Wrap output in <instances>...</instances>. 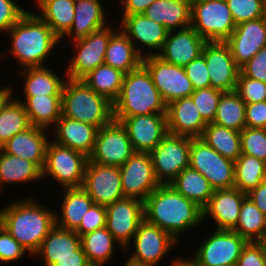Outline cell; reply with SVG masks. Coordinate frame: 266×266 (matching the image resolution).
<instances>
[{"label": "cell", "instance_id": "obj_1", "mask_svg": "<svg viewBox=\"0 0 266 266\" xmlns=\"http://www.w3.org/2000/svg\"><path fill=\"white\" fill-rule=\"evenodd\" d=\"M144 220L169 233L177 242L184 231L203 222V209L170 184L159 185L143 202Z\"/></svg>", "mask_w": 266, "mask_h": 266}, {"label": "cell", "instance_id": "obj_2", "mask_svg": "<svg viewBox=\"0 0 266 266\" xmlns=\"http://www.w3.org/2000/svg\"><path fill=\"white\" fill-rule=\"evenodd\" d=\"M14 200L0 211V224L29 255L39 250L42 241L55 227V211L31 199Z\"/></svg>", "mask_w": 266, "mask_h": 266}, {"label": "cell", "instance_id": "obj_3", "mask_svg": "<svg viewBox=\"0 0 266 266\" xmlns=\"http://www.w3.org/2000/svg\"><path fill=\"white\" fill-rule=\"evenodd\" d=\"M7 33L12 42L9 52L19 63V70L46 66L44 62L61 42L51 27L31 11H27Z\"/></svg>", "mask_w": 266, "mask_h": 266}, {"label": "cell", "instance_id": "obj_4", "mask_svg": "<svg viewBox=\"0 0 266 266\" xmlns=\"http://www.w3.org/2000/svg\"><path fill=\"white\" fill-rule=\"evenodd\" d=\"M143 114H167V105L149 71L141 64L124 75L120 94L113 102V119L121 122L126 117Z\"/></svg>", "mask_w": 266, "mask_h": 266}, {"label": "cell", "instance_id": "obj_5", "mask_svg": "<svg viewBox=\"0 0 266 266\" xmlns=\"http://www.w3.org/2000/svg\"><path fill=\"white\" fill-rule=\"evenodd\" d=\"M62 116L100 129L113 120V103L82 80L66 78L62 88Z\"/></svg>", "mask_w": 266, "mask_h": 266}, {"label": "cell", "instance_id": "obj_6", "mask_svg": "<svg viewBox=\"0 0 266 266\" xmlns=\"http://www.w3.org/2000/svg\"><path fill=\"white\" fill-rule=\"evenodd\" d=\"M191 27L207 42H225L236 23L226 0L191 1Z\"/></svg>", "mask_w": 266, "mask_h": 266}, {"label": "cell", "instance_id": "obj_7", "mask_svg": "<svg viewBox=\"0 0 266 266\" xmlns=\"http://www.w3.org/2000/svg\"><path fill=\"white\" fill-rule=\"evenodd\" d=\"M89 157L82 152L49 141L42 179L51 176L65 188H79L84 182L85 167Z\"/></svg>", "mask_w": 266, "mask_h": 266}, {"label": "cell", "instance_id": "obj_8", "mask_svg": "<svg viewBox=\"0 0 266 266\" xmlns=\"http://www.w3.org/2000/svg\"><path fill=\"white\" fill-rule=\"evenodd\" d=\"M189 167L200 172L214 190L234 188V161L220 155L201 138H191Z\"/></svg>", "mask_w": 266, "mask_h": 266}, {"label": "cell", "instance_id": "obj_9", "mask_svg": "<svg viewBox=\"0 0 266 266\" xmlns=\"http://www.w3.org/2000/svg\"><path fill=\"white\" fill-rule=\"evenodd\" d=\"M191 138L167 133L150 152L156 180L160 185L170 184L189 167Z\"/></svg>", "mask_w": 266, "mask_h": 266}, {"label": "cell", "instance_id": "obj_10", "mask_svg": "<svg viewBox=\"0 0 266 266\" xmlns=\"http://www.w3.org/2000/svg\"><path fill=\"white\" fill-rule=\"evenodd\" d=\"M107 26L101 30L90 33L84 38L73 41L75 50L72 60L66 68V75L71 80H81L89 72L104 64L105 52L110 37L116 32Z\"/></svg>", "mask_w": 266, "mask_h": 266}, {"label": "cell", "instance_id": "obj_11", "mask_svg": "<svg viewBox=\"0 0 266 266\" xmlns=\"http://www.w3.org/2000/svg\"><path fill=\"white\" fill-rule=\"evenodd\" d=\"M142 64L149 71L152 81L166 105L175 100L190 97L194 92L184 67L168 63L157 55L144 57Z\"/></svg>", "mask_w": 266, "mask_h": 266}, {"label": "cell", "instance_id": "obj_12", "mask_svg": "<svg viewBox=\"0 0 266 266\" xmlns=\"http://www.w3.org/2000/svg\"><path fill=\"white\" fill-rule=\"evenodd\" d=\"M135 250L127 263L134 266H158V262L179 245L169 233L143 220L133 236Z\"/></svg>", "mask_w": 266, "mask_h": 266}, {"label": "cell", "instance_id": "obj_13", "mask_svg": "<svg viewBox=\"0 0 266 266\" xmlns=\"http://www.w3.org/2000/svg\"><path fill=\"white\" fill-rule=\"evenodd\" d=\"M247 240L233 230H219L205 238L192 258L199 266L236 265Z\"/></svg>", "mask_w": 266, "mask_h": 266}, {"label": "cell", "instance_id": "obj_14", "mask_svg": "<svg viewBox=\"0 0 266 266\" xmlns=\"http://www.w3.org/2000/svg\"><path fill=\"white\" fill-rule=\"evenodd\" d=\"M135 153L125 127L112 120L98 130L89 160L101 165H123Z\"/></svg>", "mask_w": 266, "mask_h": 266}, {"label": "cell", "instance_id": "obj_15", "mask_svg": "<svg viewBox=\"0 0 266 266\" xmlns=\"http://www.w3.org/2000/svg\"><path fill=\"white\" fill-rule=\"evenodd\" d=\"M143 220L142 200L125 197L106 206V228L126 252Z\"/></svg>", "mask_w": 266, "mask_h": 266}, {"label": "cell", "instance_id": "obj_16", "mask_svg": "<svg viewBox=\"0 0 266 266\" xmlns=\"http://www.w3.org/2000/svg\"><path fill=\"white\" fill-rule=\"evenodd\" d=\"M82 188L93 199L94 204L108 206L124 197L120 168L101 165L89 159L85 167Z\"/></svg>", "mask_w": 266, "mask_h": 266}, {"label": "cell", "instance_id": "obj_17", "mask_svg": "<svg viewBox=\"0 0 266 266\" xmlns=\"http://www.w3.org/2000/svg\"><path fill=\"white\" fill-rule=\"evenodd\" d=\"M119 168L124 197L144 202L160 185L156 180L153 162L148 152H135Z\"/></svg>", "mask_w": 266, "mask_h": 266}, {"label": "cell", "instance_id": "obj_18", "mask_svg": "<svg viewBox=\"0 0 266 266\" xmlns=\"http://www.w3.org/2000/svg\"><path fill=\"white\" fill-rule=\"evenodd\" d=\"M202 55L205 58L211 87L223 92L235 91L240 67L235 63L225 42H206Z\"/></svg>", "mask_w": 266, "mask_h": 266}, {"label": "cell", "instance_id": "obj_19", "mask_svg": "<svg viewBox=\"0 0 266 266\" xmlns=\"http://www.w3.org/2000/svg\"><path fill=\"white\" fill-rule=\"evenodd\" d=\"M120 123L125 127L135 152L150 153L168 133L167 114L130 116Z\"/></svg>", "mask_w": 266, "mask_h": 266}, {"label": "cell", "instance_id": "obj_20", "mask_svg": "<svg viewBox=\"0 0 266 266\" xmlns=\"http://www.w3.org/2000/svg\"><path fill=\"white\" fill-rule=\"evenodd\" d=\"M120 28L121 31L131 40L134 44L137 52L144 58L149 55H157L165 43L167 38L168 30L161 24L149 19L143 13L132 14V15H122ZM138 44H142L143 47H148V49L154 50L151 53L142 52ZM137 46V47H136ZM158 50V51H157Z\"/></svg>", "mask_w": 266, "mask_h": 266}, {"label": "cell", "instance_id": "obj_21", "mask_svg": "<svg viewBox=\"0 0 266 266\" xmlns=\"http://www.w3.org/2000/svg\"><path fill=\"white\" fill-rule=\"evenodd\" d=\"M206 42L191 26L168 31L165 43L157 56L173 65L185 67L202 54Z\"/></svg>", "mask_w": 266, "mask_h": 266}, {"label": "cell", "instance_id": "obj_22", "mask_svg": "<svg viewBox=\"0 0 266 266\" xmlns=\"http://www.w3.org/2000/svg\"><path fill=\"white\" fill-rule=\"evenodd\" d=\"M225 43L229 46L235 63L241 68L261 48L266 47V30L263 19L237 24Z\"/></svg>", "mask_w": 266, "mask_h": 266}, {"label": "cell", "instance_id": "obj_23", "mask_svg": "<svg viewBox=\"0 0 266 266\" xmlns=\"http://www.w3.org/2000/svg\"><path fill=\"white\" fill-rule=\"evenodd\" d=\"M246 193L237 188L214 190L208 204L203 208V221L211 216L216 229L233 230L239 220L241 204Z\"/></svg>", "mask_w": 266, "mask_h": 266}, {"label": "cell", "instance_id": "obj_24", "mask_svg": "<svg viewBox=\"0 0 266 266\" xmlns=\"http://www.w3.org/2000/svg\"><path fill=\"white\" fill-rule=\"evenodd\" d=\"M207 124L191 97H184L167 105L168 133L201 138Z\"/></svg>", "mask_w": 266, "mask_h": 266}, {"label": "cell", "instance_id": "obj_25", "mask_svg": "<svg viewBox=\"0 0 266 266\" xmlns=\"http://www.w3.org/2000/svg\"><path fill=\"white\" fill-rule=\"evenodd\" d=\"M46 130L31 126L13 136L1 149L9 155L32 161L43 170L46 161V150L50 141L48 135H46L47 132L45 133Z\"/></svg>", "mask_w": 266, "mask_h": 266}, {"label": "cell", "instance_id": "obj_26", "mask_svg": "<svg viewBox=\"0 0 266 266\" xmlns=\"http://www.w3.org/2000/svg\"><path fill=\"white\" fill-rule=\"evenodd\" d=\"M55 143L82 152L89 157L94 149L99 128L61 115L54 126Z\"/></svg>", "mask_w": 266, "mask_h": 266}, {"label": "cell", "instance_id": "obj_27", "mask_svg": "<svg viewBox=\"0 0 266 266\" xmlns=\"http://www.w3.org/2000/svg\"><path fill=\"white\" fill-rule=\"evenodd\" d=\"M103 4L100 0H75L74 21L69 31L60 39L70 37L71 41L88 36L108 26Z\"/></svg>", "mask_w": 266, "mask_h": 266}, {"label": "cell", "instance_id": "obj_28", "mask_svg": "<svg viewBox=\"0 0 266 266\" xmlns=\"http://www.w3.org/2000/svg\"><path fill=\"white\" fill-rule=\"evenodd\" d=\"M143 14L163 25L168 31L190 27V0H155Z\"/></svg>", "mask_w": 266, "mask_h": 266}, {"label": "cell", "instance_id": "obj_29", "mask_svg": "<svg viewBox=\"0 0 266 266\" xmlns=\"http://www.w3.org/2000/svg\"><path fill=\"white\" fill-rule=\"evenodd\" d=\"M81 246V237L74 230L55 227L48 233L34 254L40 256L43 266H52L57 259L65 256H76Z\"/></svg>", "mask_w": 266, "mask_h": 266}, {"label": "cell", "instance_id": "obj_30", "mask_svg": "<svg viewBox=\"0 0 266 266\" xmlns=\"http://www.w3.org/2000/svg\"><path fill=\"white\" fill-rule=\"evenodd\" d=\"M64 190L60 208L61 216L55 213V225L65 230L75 231L94 202L82 187Z\"/></svg>", "mask_w": 266, "mask_h": 266}, {"label": "cell", "instance_id": "obj_31", "mask_svg": "<svg viewBox=\"0 0 266 266\" xmlns=\"http://www.w3.org/2000/svg\"><path fill=\"white\" fill-rule=\"evenodd\" d=\"M23 103L32 126L53 128L62 115V95L25 96Z\"/></svg>", "mask_w": 266, "mask_h": 266}, {"label": "cell", "instance_id": "obj_32", "mask_svg": "<svg viewBox=\"0 0 266 266\" xmlns=\"http://www.w3.org/2000/svg\"><path fill=\"white\" fill-rule=\"evenodd\" d=\"M118 29L110 37L105 52L104 64L127 74L142 64L143 57L137 52L131 40Z\"/></svg>", "mask_w": 266, "mask_h": 266}, {"label": "cell", "instance_id": "obj_33", "mask_svg": "<svg viewBox=\"0 0 266 266\" xmlns=\"http://www.w3.org/2000/svg\"><path fill=\"white\" fill-rule=\"evenodd\" d=\"M20 72L26 77L23 84L24 96L62 95L66 79L64 76L61 79L51 68L28 67L21 69Z\"/></svg>", "mask_w": 266, "mask_h": 266}, {"label": "cell", "instance_id": "obj_34", "mask_svg": "<svg viewBox=\"0 0 266 266\" xmlns=\"http://www.w3.org/2000/svg\"><path fill=\"white\" fill-rule=\"evenodd\" d=\"M170 185L202 209L208 204L214 193L210 182L200 172L190 167L183 169Z\"/></svg>", "mask_w": 266, "mask_h": 266}, {"label": "cell", "instance_id": "obj_35", "mask_svg": "<svg viewBox=\"0 0 266 266\" xmlns=\"http://www.w3.org/2000/svg\"><path fill=\"white\" fill-rule=\"evenodd\" d=\"M42 170L32 161L9 155L0 148V190L4 184L41 180Z\"/></svg>", "mask_w": 266, "mask_h": 266}, {"label": "cell", "instance_id": "obj_36", "mask_svg": "<svg viewBox=\"0 0 266 266\" xmlns=\"http://www.w3.org/2000/svg\"><path fill=\"white\" fill-rule=\"evenodd\" d=\"M41 13L37 14L61 39L74 21L75 0H35Z\"/></svg>", "mask_w": 266, "mask_h": 266}, {"label": "cell", "instance_id": "obj_37", "mask_svg": "<svg viewBox=\"0 0 266 266\" xmlns=\"http://www.w3.org/2000/svg\"><path fill=\"white\" fill-rule=\"evenodd\" d=\"M31 126L23 103L11 94L0 106V148L17 133Z\"/></svg>", "mask_w": 266, "mask_h": 266}, {"label": "cell", "instance_id": "obj_38", "mask_svg": "<svg viewBox=\"0 0 266 266\" xmlns=\"http://www.w3.org/2000/svg\"><path fill=\"white\" fill-rule=\"evenodd\" d=\"M125 73L109 65L102 64L89 72L81 80L97 94L114 102L121 91Z\"/></svg>", "mask_w": 266, "mask_h": 266}, {"label": "cell", "instance_id": "obj_39", "mask_svg": "<svg viewBox=\"0 0 266 266\" xmlns=\"http://www.w3.org/2000/svg\"><path fill=\"white\" fill-rule=\"evenodd\" d=\"M223 157L236 161L241 153L240 132L210 122L201 136Z\"/></svg>", "mask_w": 266, "mask_h": 266}, {"label": "cell", "instance_id": "obj_40", "mask_svg": "<svg viewBox=\"0 0 266 266\" xmlns=\"http://www.w3.org/2000/svg\"><path fill=\"white\" fill-rule=\"evenodd\" d=\"M233 231L248 242L266 239V215L247 196L241 204L239 220Z\"/></svg>", "mask_w": 266, "mask_h": 266}, {"label": "cell", "instance_id": "obj_41", "mask_svg": "<svg viewBox=\"0 0 266 266\" xmlns=\"http://www.w3.org/2000/svg\"><path fill=\"white\" fill-rule=\"evenodd\" d=\"M118 244L106 227L81 236V246L92 266H104Z\"/></svg>", "mask_w": 266, "mask_h": 266}, {"label": "cell", "instance_id": "obj_42", "mask_svg": "<svg viewBox=\"0 0 266 266\" xmlns=\"http://www.w3.org/2000/svg\"><path fill=\"white\" fill-rule=\"evenodd\" d=\"M266 180V162L241 154L234 162V187L248 193Z\"/></svg>", "mask_w": 266, "mask_h": 266}, {"label": "cell", "instance_id": "obj_43", "mask_svg": "<svg viewBox=\"0 0 266 266\" xmlns=\"http://www.w3.org/2000/svg\"><path fill=\"white\" fill-rule=\"evenodd\" d=\"M246 103L235 92H224L218 102L213 123L241 132L245 128Z\"/></svg>", "mask_w": 266, "mask_h": 266}, {"label": "cell", "instance_id": "obj_44", "mask_svg": "<svg viewBox=\"0 0 266 266\" xmlns=\"http://www.w3.org/2000/svg\"><path fill=\"white\" fill-rule=\"evenodd\" d=\"M241 153L266 162V129L245 127L240 132Z\"/></svg>", "mask_w": 266, "mask_h": 266}, {"label": "cell", "instance_id": "obj_45", "mask_svg": "<svg viewBox=\"0 0 266 266\" xmlns=\"http://www.w3.org/2000/svg\"><path fill=\"white\" fill-rule=\"evenodd\" d=\"M232 17L237 24L262 18L266 0H226Z\"/></svg>", "mask_w": 266, "mask_h": 266}, {"label": "cell", "instance_id": "obj_46", "mask_svg": "<svg viewBox=\"0 0 266 266\" xmlns=\"http://www.w3.org/2000/svg\"><path fill=\"white\" fill-rule=\"evenodd\" d=\"M223 93L221 90L209 87L196 89L191 94L190 97L193 99L197 110L207 123L213 122L217 112L218 102Z\"/></svg>", "mask_w": 266, "mask_h": 266}, {"label": "cell", "instance_id": "obj_47", "mask_svg": "<svg viewBox=\"0 0 266 266\" xmlns=\"http://www.w3.org/2000/svg\"><path fill=\"white\" fill-rule=\"evenodd\" d=\"M235 92L246 104L266 101V83L249 78L241 71L238 76Z\"/></svg>", "mask_w": 266, "mask_h": 266}, {"label": "cell", "instance_id": "obj_48", "mask_svg": "<svg viewBox=\"0 0 266 266\" xmlns=\"http://www.w3.org/2000/svg\"><path fill=\"white\" fill-rule=\"evenodd\" d=\"M27 252L0 224V263L18 261Z\"/></svg>", "mask_w": 266, "mask_h": 266}, {"label": "cell", "instance_id": "obj_49", "mask_svg": "<svg viewBox=\"0 0 266 266\" xmlns=\"http://www.w3.org/2000/svg\"><path fill=\"white\" fill-rule=\"evenodd\" d=\"M104 227H106V207L93 204L75 232L81 237Z\"/></svg>", "mask_w": 266, "mask_h": 266}, {"label": "cell", "instance_id": "obj_50", "mask_svg": "<svg viewBox=\"0 0 266 266\" xmlns=\"http://www.w3.org/2000/svg\"><path fill=\"white\" fill-rule=\"evenodd\" d=\"M184 70L194 90L211 87L206 61L202 54L187 64Z\"/></svg>", "mask_w": 266, "mask_h": 266}, {"label": "cell", "instance_id": "obj_51", "mask_svg": "<svg viewBox=\"0 0 266 266\" xmlns=\"http://www.w3.org/2000/svg\"><path fill=\"white\" fill-rule=\"evenodd\" d=\"M236 266H266V248L264 242H247L242 249Z\"/></svg>", "mask_w": 266, "mask_h": 266}, {"label": "cell", "instance_id": "obj_52", "mask_svg": "<svg viewBox=\"0 0 266 266\" xmlns=\"http://www.w3.org/2000/svg\"><path fill=\"white\" fill-rule=\"evenodd\" d=\"M27 11L14 0H0V31L7 34Z\"/></svg>", "mask_w": 266, "mask_h": 266}, {"label": "cell", "instance_id": "obj_53", "mask_svg": "<svg viewBox=\"0 0 266 266\" xmlns=\"http://www.w3.org/2000/svg\"><path fill=\"white\" fill-rule=\"evenodd\" d=\"M240 71L249 78L266 83V47L261 48Z\"/></svg>", "mask_w": 266, "mask_h": 266}, {"label": "cell", "instance_id": "obj_54", "mask_svg": "<svg viewBox=\"0 0 266 266\" xmlns=\"http://www.w3.org/2000/svg\"><path fill=\"white\" fill-rule=\"evenodd\" d=\"M245 127L266 129V101L245 105Z\"/></svg>", "mask_w": 266, "mask_h": 266}, {"label": "cell", "instance_id": "obj_55", "mask_svg": "<svg viewBox=\"0 0 266 266\" xmlns=\"http://www.w3.org/2000/svg\"><path fill=\"white\" fill-rule=\"evenodd\" d=\"M52 266H92L80 246L76 250V256H65L57 259V261Z\"/></svg>", "mask_w": 266, "mask_h": 266}, {"label": "cell", "instance_id": "obj_56", "mask_svg": "<svg viewBox=\"0 0 266 266\" xmlns=\"http://www.w3.org/2000/svg\"><path fill=\"white\" fill-rule=\"evenodd\" d=\"M155 0H121L123 15L141 14Z\"/></svg>", "mask_w": 266, "mask_h": 266}, {"label": "cell", "instance_id": "obj_57", "mask_svg": "<svg viewBox=\"0 0 266 266\" xmlns=\"http://www.w3.org/2000/svg\"><path fill=\"white\" fill-rule=\"evenodd\" d=\"M247 197L266 215V180L247 193Z\"/></svg>", "mask_w": 266, "mask_h": 266}, {"label": "cell", "instance_id": "obj_58", "mask_svg": "<svg viewBox=\"0 0 266 266\" xmlns=\"http://www.w3.org/2000/svg\"><path fill=\"white\" fill-rule=\"evenodd\" d=\"M172 266H199L192 258H176L171 262Z\"/></svg>", "mask_w": 266, "mask_h": 266}, {"label": "cell", "instance_id": "obj_59", "mask_svg": "<svg viewBox=\"0 0 266 266\" xmlns=\"http://www.w3.org/2000/svg\"><path fill=\"white\" fill-rule=\"evenodd\" d=\"M8 86V87H7ZM6 87L4 86L3 88H0V106L3 104V102L13 93L12 86L10 87L7 85Z\"/></svg>", "mask_w": 266, "mask_h": 266}, {"label": "cell", "instance_id": "obj_60", "mask_svg": "<svg viewBox=\"0 0 266 266\" xmlns=\"http://www.w3.org/2000/svg\"><path fill=\"white\" fill-rule=\"evenodd\" d=\"M262 19H263V24H264V27H265V30H266V7H265V10H264Z\"/></svg>", "mask_w": 266, "mask_h": 266}, {"label": "cell", "instance_id": "obj_61", "mask_svg": "<svg viewBox=\"0 0 266 266\" xmlns=\"http://www.w3.org/2000/svg\"><path fill=\"white\" fill-rule=\"evenodd\" d=\"M124 266H134V265L129 264V263L126 262Z\"/></svg>", "mask_w": 266, "mask_h": 266}]
</instances>
